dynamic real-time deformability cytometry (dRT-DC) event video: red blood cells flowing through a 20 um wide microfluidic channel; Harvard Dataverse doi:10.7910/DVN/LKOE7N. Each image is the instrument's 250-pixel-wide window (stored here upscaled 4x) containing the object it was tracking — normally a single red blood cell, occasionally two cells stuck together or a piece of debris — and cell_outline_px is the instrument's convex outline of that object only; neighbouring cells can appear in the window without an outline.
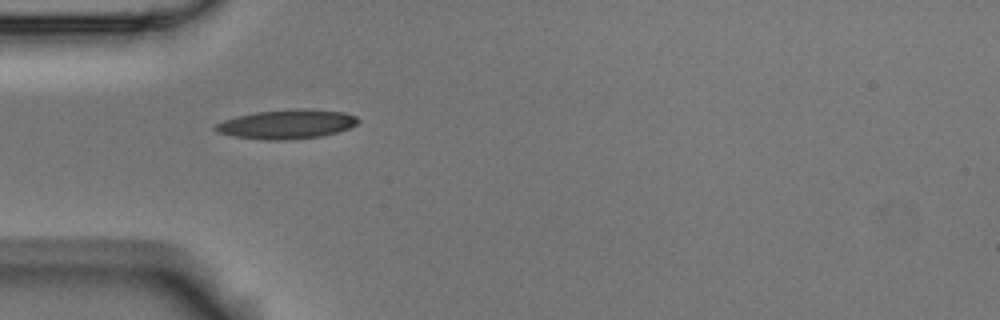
{"species": "Egyptian fruit bat (a non-hibernating species)", "species_latin": "Rousettus aegyptiacus", "temperature_condition": "room temperature", "stored_images_in_passage": 41, "camera_frame_rate_fps": 3000, "um_per_image_px": 0.085, "animal": {"sex": "male"}, "frame": {"image": 1, "passage_image": 1, "time_ms": 0.0, "image_size_px": [1000, 320], "cell_outline_px": [[360, 120], [356, 124], [348, 128], [336, 132], [320, 136], [284, 140], [264, 140], [232, 136], [216, 132], [212, 128], [216, 124], [224, 120], [236, 116], [256, 112], [344, 112], [356, 116]], "centroid_in_image_um": [24.27, 10.62], "position_along_channel_um": 60.7, "area_um2": 22.95}}
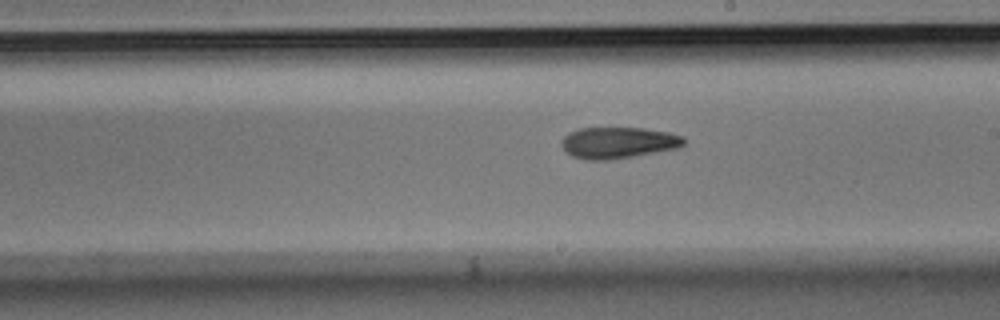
{"frame": {"image": 2, "passage_image": 16, "time_ms": 5.0, "image_size_px": [1000, 320], "cell_outline_px": [[688, 140], [680, 148], [612, 160], [588, 160], [572, 156], [560, 144], [564, 136], [568, 132], [580, 128], [644, 128], [668, 132], [684, 136]], "centroid_in_image_um": [52.59, 12.13], "position_along_channel_um": 236.4, "area_um2": 22.6}}
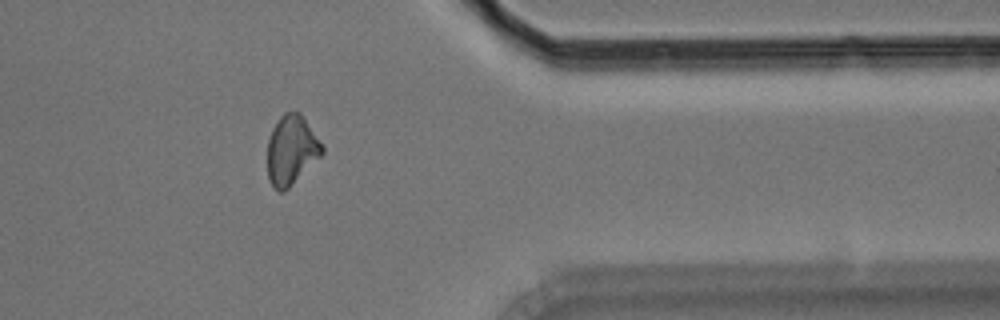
{"frame": {"image": 3, "passage_image": 30, "time_ms": 9.667, "image_size_px": [1000, 320], "cell_outline_px": [[324, 152], [284, 192], [280, 192], [272, 184], [268, 176], [268, 140], [272, 128], [280, 116], [284, 112], [300, 112], [324, 148]], "centroid_in_image_um": [24.75, 12.74], "position_along_channel_um": 386.6, "area_um2": 21.62}, "authors_computed_cell_mechanics": {"area_um2": 22.1374, "velocity_mm_per_s": 3.5415, "shape_relaxation_time_tau1_ms": 8.8763, "shape_relaxation_time_tau2_ms": 4.4007, "deformation_change_tau1": 0.1796, "deformation_change_tau2": 0.1192}}